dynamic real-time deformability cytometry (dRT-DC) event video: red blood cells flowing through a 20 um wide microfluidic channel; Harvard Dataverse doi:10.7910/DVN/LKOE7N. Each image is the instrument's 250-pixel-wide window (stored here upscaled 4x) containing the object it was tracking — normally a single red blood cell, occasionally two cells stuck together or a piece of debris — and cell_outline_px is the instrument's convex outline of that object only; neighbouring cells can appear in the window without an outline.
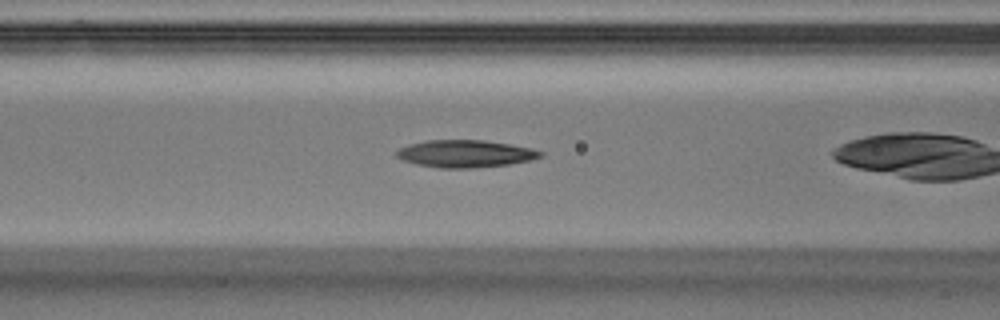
{"species": "Egyptian fruit bat (a non-hibernating species)", "species_latin": "Rousettus aegyptiacus", "temperature_condition": "warm", "stored_images_in_passage": 32, "camera_frame_rate_fps": 3000, "um_per_image_px": 0.085, "animal": {"sex": "male"}, "frame": {"image": 1, "passage_image": 13, "time_ms": 4.0, "image_size_px": [1000, 320], "cell_outline_px": [[544, 156], [528, 160], [508, 164], [472, 168], [440, 168], [416, 164], [404, 160], [396, 156], [396, 152], [400, 148], [408, 144], [424, 140], [484, 140], [532, 148], [544, 152]], "centroid_in_image_um": [39.54, 13.06], "position_along_channel_um": 127.1, "area_um2": 22.83}}
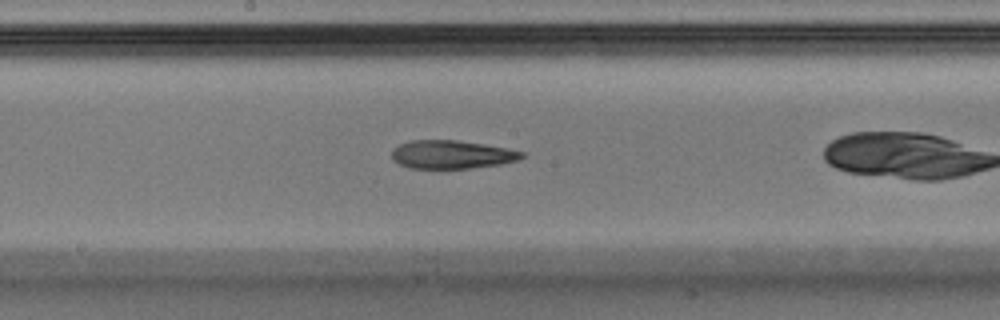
{"frame": {"image": 2, "passage_image": 19, "time_ms": 6.0, "image_size_px": [1000, 320], "cell_outline_px": [[524, 156], [516, 160], [500, 164], [472, 168], [408, 168], [392, 160], [392, 148], [400, 144], [412, 140], [456, 140], [484, 144], [508, 148], [524, 152]], "centroid_in_image_um": [38.37, 13.13], "position_along_channel_um": 209.8, "area_um2": 21.44}}
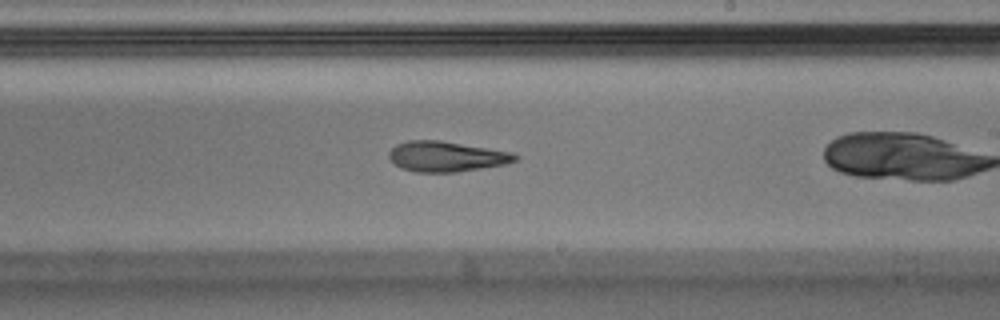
{"frame": {"image": 3, "passage_image": 22, "time_ms": 7.0, "image_size_px": [1000, 320], "cell_outline_px": [[520, 156], [516, 160], [504, 164], [456, 172], [416, 172], [400, 168], [388, 156], [388, 152], [396, 144], [408, 140], [440, 140], [512, 152]], "centroid_in_image_um": [37.92, 13.29], "position_along_channel_um": 251.1, "area_um2": 22.2}}